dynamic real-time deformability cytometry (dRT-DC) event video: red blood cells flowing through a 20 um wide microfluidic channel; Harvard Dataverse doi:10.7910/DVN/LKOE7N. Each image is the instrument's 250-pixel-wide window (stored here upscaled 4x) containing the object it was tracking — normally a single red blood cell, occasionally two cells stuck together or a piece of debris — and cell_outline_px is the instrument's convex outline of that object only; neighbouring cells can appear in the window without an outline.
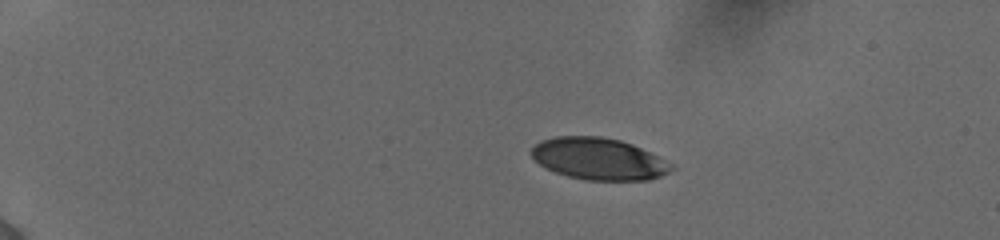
{"species": "human", "species_latin": "Homo sapiens", "temperature_condition": "cold", "stored_images_in_passage": 44, "camera_frame_rate_fps": 3000, "um_per_image_px": 0.085, "donor": {"sex": "female"}, "frame": {"image": 1, "passage_image": 1, "time_ms": 0.0, "image_size_px": [1000, 240], "cell_outline_px": [[676, 168], [660, 176], [648, 180], [584, 180], [568, 176], [544, 168], [528, 152], [540, 140], [556, 136], [600, 136], [620, 140], [632, 144], [672, 164]], "centroid_in_image_um": [50.85, 13.5], "position_along_channel_um": 34.2, "area_um2": 34.04}}
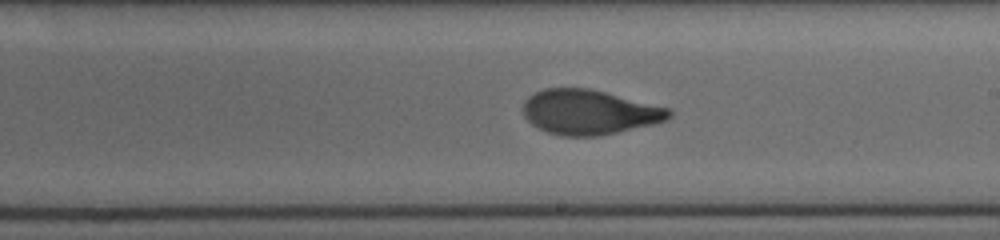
{"frame": {"image": 2, "passage_image": 24, "time_ms": 7.667, "image_size_px": [1000, 240], "cell_outline_px": [[672, 116], [668, 120], [652, 124], [616, 132], [596, 136], [564, 136], [548, 132], [532, 124], [524, 116], [524, 100], [528, 96], [544, 88], [592, 88], [672, 108]], "centroid_in_image_um": [50.13, 9.51], "position_along_channel_um": 238.9, "area_um2": 38.21}}
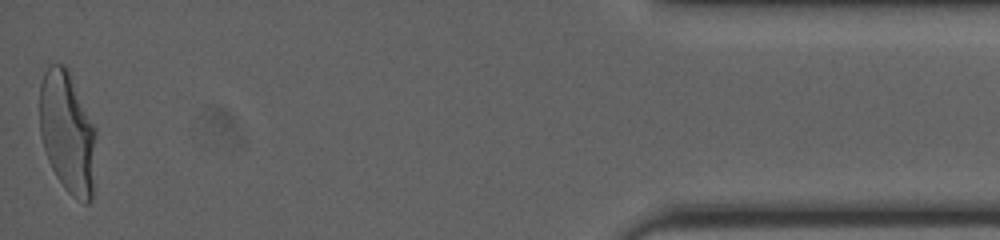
{"frame": {"image": 3, "passage_image": 44, "time_ms": 14.333, "image_size_px": [1000, 240], "cell_outline_px": [[96, 136], [92, 200], [88, 204], [84, 204], [72, 196], [64, 188], [56, 176], [48, 160], [40, 136], [40, 84], [44, 72], [52, 64], [64, 64], [68, 68], [96, 128]], "centroid_in_image_um": [5.74, 11.27], "position_along_channel_um": 429.5, "area_um2": 40.34}, "authors_computed_cell_mechanics": {"area_um2": 38.2925, "velocity_mm_per_s": 3.8823, "shape_relaxation_time_tau1_ms": 4.0713, "shape_relaxation_time_tau2_ms": 0.9392, "deformation_change_tau1": 0.1844, "deformation_change_tau2": 0.0559}}